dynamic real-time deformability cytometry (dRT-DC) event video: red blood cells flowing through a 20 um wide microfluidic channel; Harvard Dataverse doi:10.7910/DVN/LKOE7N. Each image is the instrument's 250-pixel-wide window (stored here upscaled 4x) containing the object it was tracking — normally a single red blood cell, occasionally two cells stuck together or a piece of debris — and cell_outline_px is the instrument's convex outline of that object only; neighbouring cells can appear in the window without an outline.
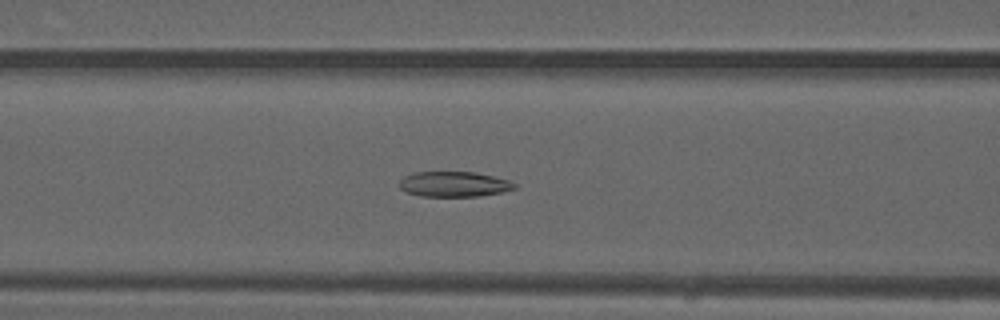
{"species": "common noctule bat (a hibernating species)", "species_latin": "Nyctalus noctula", "temperature_condition": "warm", "stored_images_in_passage": 37, "camera_frame_rate_fps": 3000, "um_per_image_px": 0.085, "animal": {"sex": "male", "forearm_length_mm": 52.5}, "frame": {"image": 1, "passage_image": 8, "time_ms": 2.333, "image_size_px": [1000, 320], "cell_outline_px": [[516, 188], [500, 192], [480, 196], [420, 196], [408, 192], [400, 188], [396, 184], [404, 176], [416, 172], [472, 172], [492, 176], [508, 180], [516, 184]], "centroid_in_image_um": [38.55, 15.65], "position_along_channel_um": 128.1, "area_um2": 16.82}}
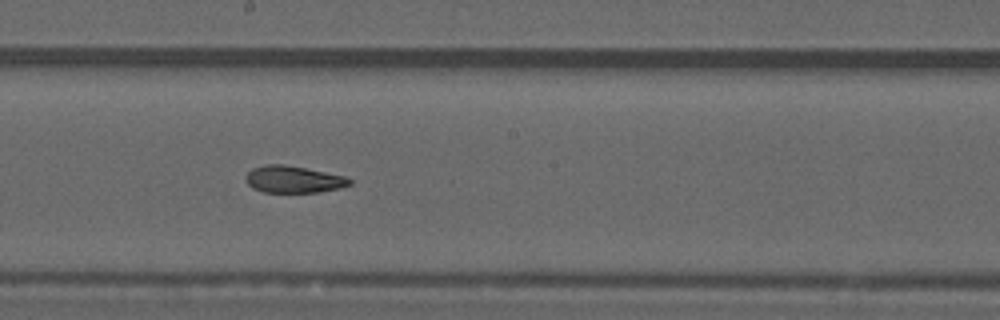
{"frame": {"image": 2, "passage_image": 15, "time_ms": 4.667, "image_size_px": [1000, 320], "cell_outline_px": [[352, 184], [340, 188], [320, 192], [264, 192], [252, 188], [248, 184], [244, 176], [252, 168], [264, 164], [284, 164], [344, 176], [352, 180]], "centroid_in_image_um": [24.92, 15.25], "position_along_channel_um": 223.3, "area_um2": 16.3}}
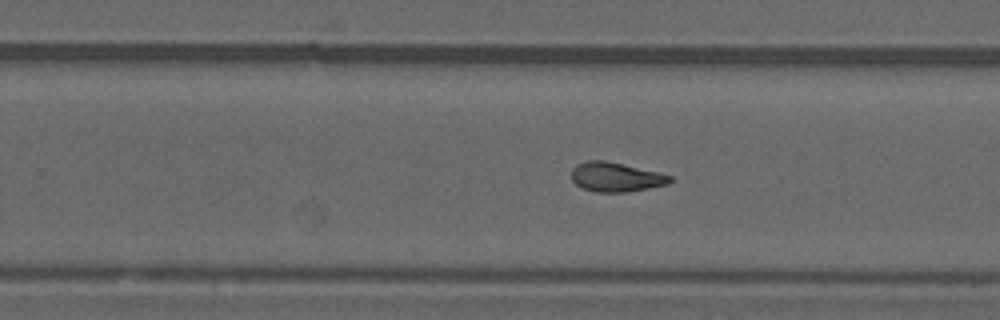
{"frame": {"image": 3, "passage_image": 19, "time_ms": 6.0, "image_size_px": [1000, 320], "cell_outline_px": [[672, 180], [668, 184], [628, 192], [596, 192], [584, 188], [576, 184], [572, 180], [572, 168], [576, 164], [588, 160], [604, 160], [656, 172], [672, 176]], "centroid_in_image_um": [52.32, 15.05], "position_along_channel_um": 277.5, "area_um2": 16.65}, "authors_computed_cell_mechanics": {"area_um2": 16.8776, "velocity_mm_per_s": 4.0832, "shape_relaxation_time_tau1_ms": null, "shape_relaxation_time_tau2_ms": 3.6262, "deformation_change_tau1": null, "deformation_change_tau2": 0.1002}}